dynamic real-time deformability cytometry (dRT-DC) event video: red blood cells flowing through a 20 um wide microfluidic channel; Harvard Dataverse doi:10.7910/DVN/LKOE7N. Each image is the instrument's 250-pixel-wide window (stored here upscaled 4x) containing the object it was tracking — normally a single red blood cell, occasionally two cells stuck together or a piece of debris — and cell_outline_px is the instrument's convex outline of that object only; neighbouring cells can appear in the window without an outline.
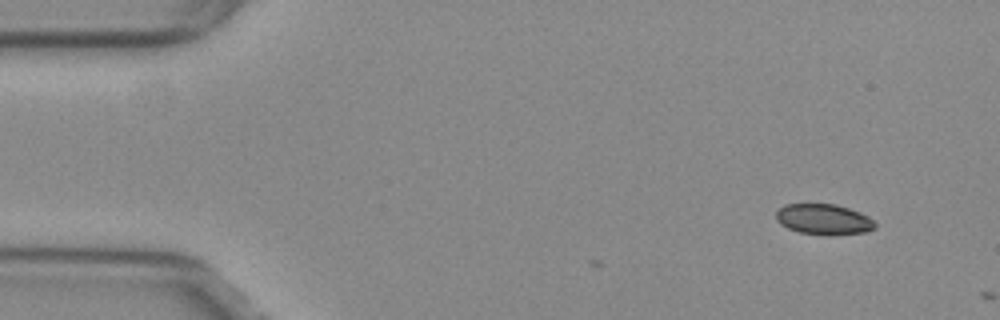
{"species": "common noctule bat (a hibernating species)", "species_latin": "Nyctalus noctula", "temperature_condition": "warm", "stored_images_in_passage": 2, "camera_frame_rate_fps": 3000, "um_per_image_px": 0.085, "animal": {"sex": "female", "body_mass_g": 29.2, "forearm_length_mm": 56.3}, "frame": {"image": 1, "passage_image": 2, "time_ms": 0.333, "image_size_px": [1000, 320], "cell_outline_px": [[876, 228], [864, 232], [832, 236], [800, 232], [788, 228], [780, 224], [776, 220], [776, 212], [784, 204], [836, 204], [860, 212], [868, 216], [876, 224]], "centroid_in_image_um": [70.02, 18.65], "position_along_channel_um": 15.0, "area_um2": 17.74}}